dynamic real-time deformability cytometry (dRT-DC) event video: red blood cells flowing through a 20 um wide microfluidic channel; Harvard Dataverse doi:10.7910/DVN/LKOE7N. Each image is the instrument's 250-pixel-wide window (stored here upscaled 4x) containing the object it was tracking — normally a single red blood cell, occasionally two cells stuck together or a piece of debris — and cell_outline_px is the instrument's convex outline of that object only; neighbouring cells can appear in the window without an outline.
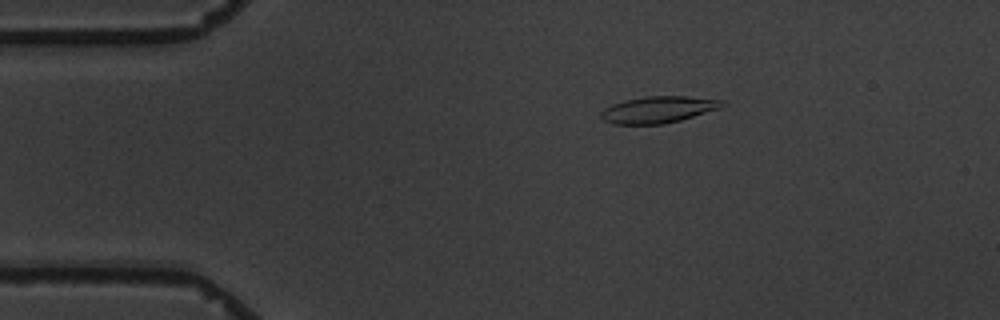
{"species": "common noctule bat (a hibernating species)", "species_latin": "Nyctalus noctula", "temperature_condition": "warm", "stored_images_in_passage": 4, "camera_frame_rate_fps": 3000, "um_per_image_px": 0.085, "animal": {"sex": "male", "body_mass_g": 19.5, "forearm_length_mm": 54.6}, "frame": {"image": 1, "passage_image": 1, "time_ms": 0.0, "image_size_px": [1000, 320], "cell_outline_px": [[728, 104], [720, 108], [680, 120], [664, 124], [612, 124], [604, 120], [600, 116], [600, 112], [604, 108], [612, 104], [624, 100], [644, 96], [688, 96], [724, 100]], "centroid_in_image_um": [55.96, 9.31], "position_along_channel_um": 29.0, "area_um2": 18.96}}
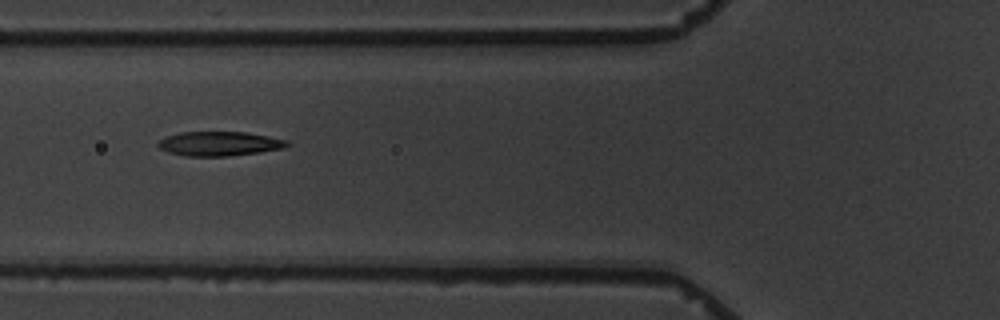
{"frame": {"image": 2, "passage_image": 4, "time_ms": 3.667, "image_size_px": [1000, 320], "cell_outline_px": [[292, 144], [284, 148], [260, 152], [228, 156], [184, 156], [168, 152], [160, 148], [156, 144], [164, 136], [180, 132], [244, 132], [268, 136], [288, 140]], "centroid_in_image_um": [18.65, 12.21], "position_along_channel_um": 107.2, "area_um2": 18.44}}